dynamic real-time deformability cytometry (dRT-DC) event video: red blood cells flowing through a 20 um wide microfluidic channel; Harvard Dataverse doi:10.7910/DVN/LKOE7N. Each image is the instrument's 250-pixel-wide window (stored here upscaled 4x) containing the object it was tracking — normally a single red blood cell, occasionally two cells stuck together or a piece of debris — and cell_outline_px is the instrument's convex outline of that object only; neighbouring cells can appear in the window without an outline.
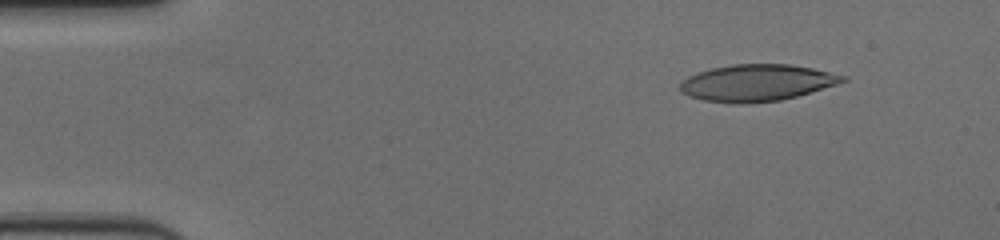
{"species": "human", "species_latin": "Homo sapiens", "temperature_condition": "cold", "stored_images_in_passage": 51, "camera_frame_rate_fps": 3000, "um_per_image_px": 0.085, "donor": {"sex": "female"}, "frame": {"image": 1, "passage_image": 1, "time_ms": 0.0, "image_size_px": [1000, 240], "cell_outline_px": [[848, 80], [840, 84], [796, 96], [780, 100], [744, 104], [732, 104], [704, 100], [688, 96], [680, 92], [680, 80], [696, 72], [712, 68], [732, 64], [788, 64], [812, 68], [848, 76]], "centroid_in_image_um": [64.32, 7.04], "position_along_channel_um": 20.7, "area_um2": 35.14}}
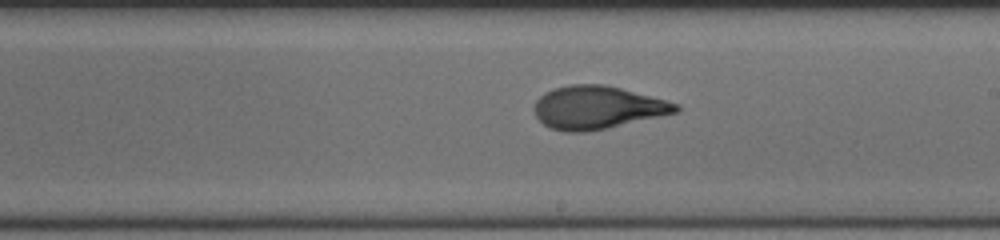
{"frame": {"image": 2, "passage_image": 27, "time_ms": 8.667, "image_size_px": [1000, 240], "cell_outline_px": [[680, 108], [676, 112], [608, 128], [584, 132], [564, 132], [548, 128], [536, 116], [532, 108], [536, 100], [544, 92], [552, 88], [568, 84], [604, 84], [668, 100], [680, 104]], "centroid_in_image_um": [50.73, 9.13], "position_along_channel_um": 238.3, "area_um2": 35.66}}
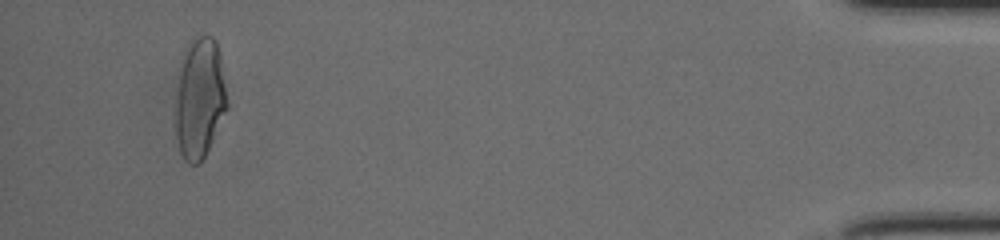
{"frame": {"image": 3, "passage_image": 48, "time_ms": 15.667, "image_size_px": [1000, 240], "cell_outline_px": [[228, 108], [200, 164], [188, 164], [184, 160], [180, 152], [176, 136], [172, 112], [184, 48], [196, 36], [212, 36], [216, 40], [220, 56], [228, 104]], "centroid_in_image_um": [16.93, 8.38], "position_along_channel_um": 418.3, "area_um2": 36.82}, "authors_computed_cell_mechanics": {"area_um2": 35.258, "velocity_mm_per_s": 3.6296, "shape_relaxation_time_tau1_ms": 6.0451, "shape_relaxation_time_tau2_ms": 1.2715, "deformation_change_tau1": 0.2317, "deformation_change_tau2": 0.0768}}